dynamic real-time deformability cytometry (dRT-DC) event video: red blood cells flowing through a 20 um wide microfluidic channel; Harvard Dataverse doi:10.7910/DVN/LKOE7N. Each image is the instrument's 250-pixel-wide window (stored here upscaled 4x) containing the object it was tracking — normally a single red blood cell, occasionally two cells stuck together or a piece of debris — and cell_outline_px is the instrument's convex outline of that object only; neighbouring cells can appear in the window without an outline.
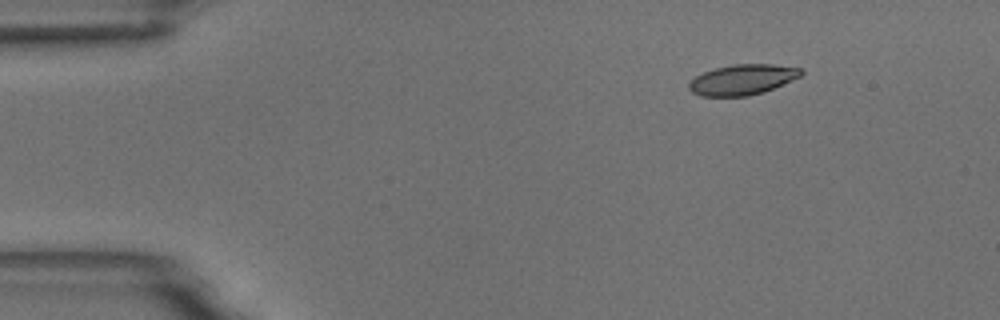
{"species": "common noctule bat (a hibernating species)", "species_latin": "Nyctalus noctula", "temperature_condition": "room temperature", "stored_images_in_passage": 8, "camera_frame_rate_fps": 3000, "um_per_image_px": 0.085, "animal": {"sex": "male", "body_mass_g": 18.8}, "frame": {"image": 1, "passage_image": 2, "time_ms": 1.333, "image_size_px": [1000, 320], "cell_outline_px": [[804, 72], [800, 76], [792, 80], [764, 92], [748, 96], [700, 96], [692, 92], [688, 88], [688, 84], [696, 76], [704, 72], [716, 68], [732, 64], [772, 64], [804, 68]], "centroid_in_image_um": [63.13, 6.76], "position_along_channel_um": 21.9, "area_um2": 19.88}}
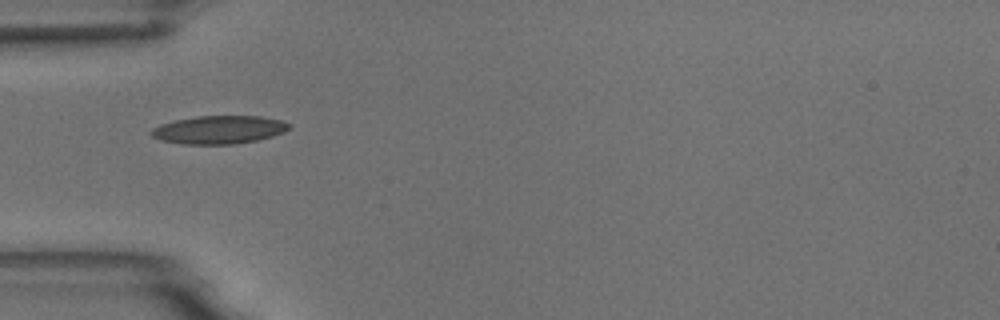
{"frame": {"image": 2, "passage_image": 5, "time_ms": 4.667, "image_size_px": [1000, 320], "cell_outline_px": [[292, 128], [284, 132], [272, 136], [256, 140], [236, 144], [184, 144], [160, 140], [152, 136], [148, 132], [152, 128], [160, 124], [176, 120], [196, 116], [260, 116], [280, 120], [292, 124]], "centroid_in_image_um": [18.62, 11.02], "position_along_channel_um": 66.4, "area_um2": 22.72}}